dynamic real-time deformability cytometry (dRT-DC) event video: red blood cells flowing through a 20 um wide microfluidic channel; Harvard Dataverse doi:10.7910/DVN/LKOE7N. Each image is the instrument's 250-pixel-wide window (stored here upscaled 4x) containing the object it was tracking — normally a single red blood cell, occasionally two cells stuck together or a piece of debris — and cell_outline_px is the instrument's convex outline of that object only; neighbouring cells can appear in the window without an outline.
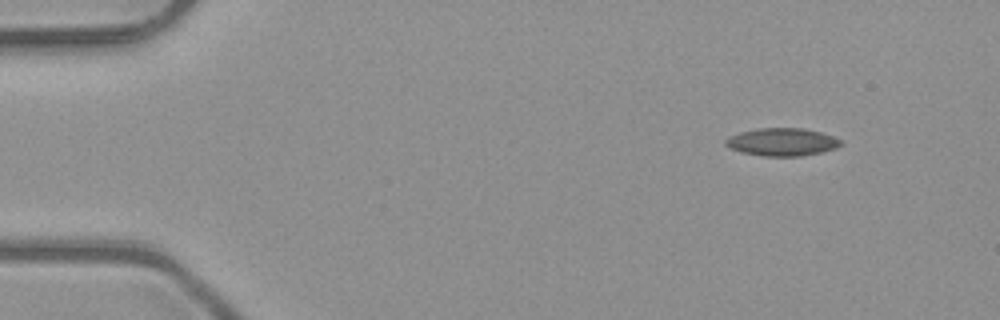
{"species": "common noctule bat (a hibernating species)", "species_latin": "Nyctalus noctula", "temperature_condition": "room temperature", "stored_images_in_passage": 6, "camera_frame_rate_fps": 3000, "um_per_image_px": 0.085, "animal": {"sex": "male", "body_mass_g": 23.1, "forearm_length_mm": 52.7}, "frame": {"image": 1, "passage_image": 1, "time_ms": 0.0, "image_size_px": [1000, 320], "cell_outline_px": [[844, 144], [836, 148], [820, 152], [800, 156], [764, 156], [740, 152], [724, 144], [724, 140], [728, 136], [740, 132], [756, 128], [804, 128], [820, 132], [832, 136], [840, 140]], "centroid_in_image_um": [66.45, 12.06], "position_along_channel_um": 18.5, "area_um2": 18.67}}
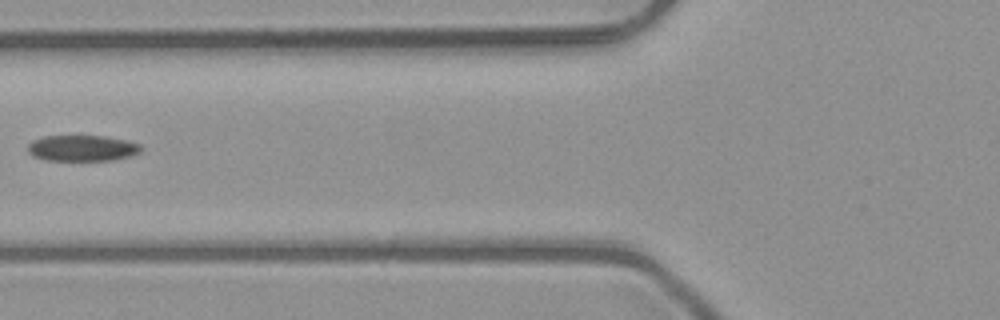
{"frame": {"image": 2, "passage_image": 5, "time_ms": 1.333, "image_size_px": [1000, 320], "cell_outline_px": [[144, 148], [140, 152], [116, 160], [48, 160], [32, 156], [28, 152], [28, 144], [32, 140], [44, 136], [104, 136], [124, 140], [140, 144]], "centroid_in_image_um": [6.98, 12.59], "position_along_channel_um": 118.8, "area_um2": 17.11}}
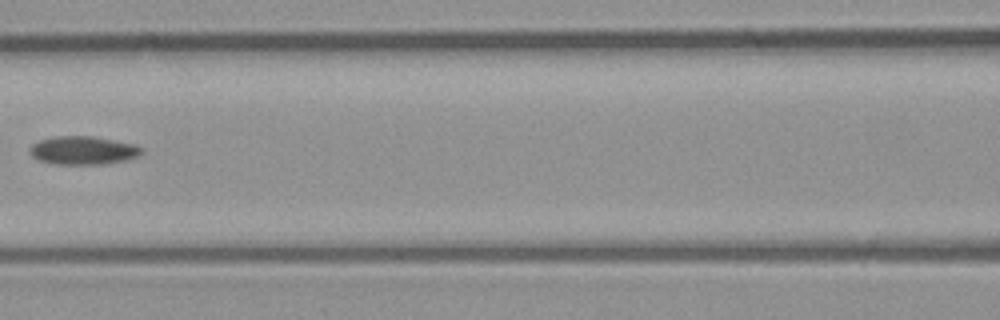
{"frame": {"image": 3, "passage_image": 6, "time_ms": 1.667, "image_size_px": [1000, 320], "cell_outline_px": [[144, 152], [140, 156], [124, 160], [100, 164], [52, 164], [40, 160], [32, 156], [32, 144], [40, 140], [56, 136], [92, 136], [136, 144], [144, 148]], "centroid_in_image_um": [7.13, 12.78], "position_along_channel_um": 159.5, "area_um2": 18.38}}